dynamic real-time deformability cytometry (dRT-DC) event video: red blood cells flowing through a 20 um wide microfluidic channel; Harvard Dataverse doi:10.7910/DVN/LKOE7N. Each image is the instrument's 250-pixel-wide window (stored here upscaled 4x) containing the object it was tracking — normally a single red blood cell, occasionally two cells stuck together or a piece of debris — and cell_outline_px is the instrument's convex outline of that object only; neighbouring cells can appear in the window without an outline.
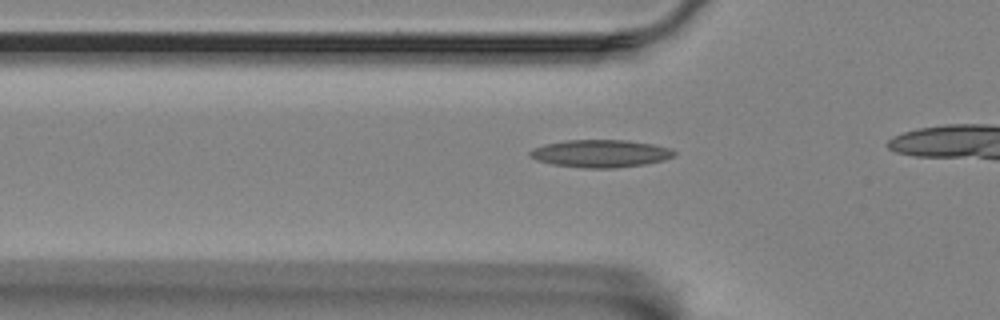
{"species": "Egyptian fruit bat (a non-hibernating species)", "species_latin": "Rousettus aegyptiacus", "temperature_condition": "room temperature", "stored_images_in_passage": 15, "camera_frame_rate_fps": 3000, "um_per_image_px": 0.085, "animal": {"sex": "female"}, "frame": {"image": 1, "passage_image": 9, "time_ms": 2.667, "image_size_px": [1000, 320], "cell_outline_px": [[676, 156], [664, 160], [644, 164], [616, 168], [584, 168], [552, 164], [536, 160], [528, 152], [544, 144], [568, 140], [628, 140], [652, 144], [672, 148], [676, 152]], "centroid_in_image_um": [51.1, 13.05], "position_along_channel_um": 74.7, "area_um2": 23.18}}
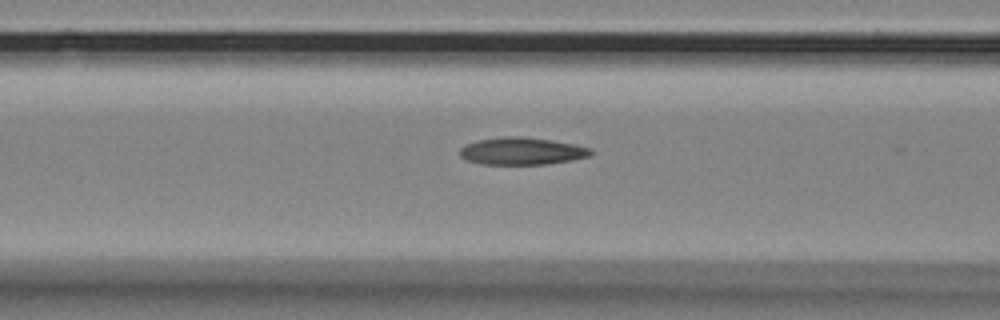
{"frame": {"image": 2, "passage_image": 13, "time_ms": 4.0, "image_size_px": [1000, 320], "cell_outline_px": [[592, 152], [588, 156], [572, 160], [544, 164], [480, 164], [468, 160], [460, 156], [460, 148], [464, 144], [476, 140], [504, 136], [520, 136], [552, 140], [576, 144], [592, 148]], "centroid_in_image_um": [44.34, 12.83], "position_along_channel_um": 122.3, "area_um2": 20.92}}